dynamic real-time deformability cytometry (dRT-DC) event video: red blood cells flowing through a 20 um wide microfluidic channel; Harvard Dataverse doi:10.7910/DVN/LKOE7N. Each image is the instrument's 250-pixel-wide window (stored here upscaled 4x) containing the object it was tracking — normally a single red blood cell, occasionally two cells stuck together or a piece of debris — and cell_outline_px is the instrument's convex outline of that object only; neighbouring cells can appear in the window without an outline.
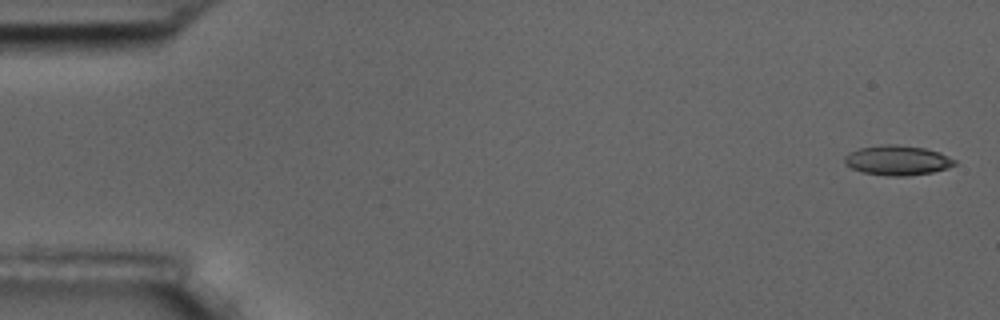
{"species": "common noctule bat (a hibernating species)", "species_latin": "Nyctalus noctula", "temperature_condition": "room temperature", "stored_images_in_passage": 5, "camera_frame_rate_fps": 3000, "um_per_image_px": 0.085, "animal": {"sex": "male", "body_mass_g": 17.5, "forearm_length_mm": 52.3}, "frame": {"image": 1, "passage_image": 1, "time_ms": 0.0, "image_size_px": [1000, 320], "cell_outline_px": [[956, 164], [948, 168], [932, 172], [908, 176], [888, 176], [860, 172], [844, 164], [844, 156], [848, 152], [860, 148], [880, 144], [896, 144], [924, 148], [940, 152], [956, 160]], "centroid_in_image_um": [76.25, 13.62], "position_along_channel_um": 8.7, "area_um2": 19.36}}
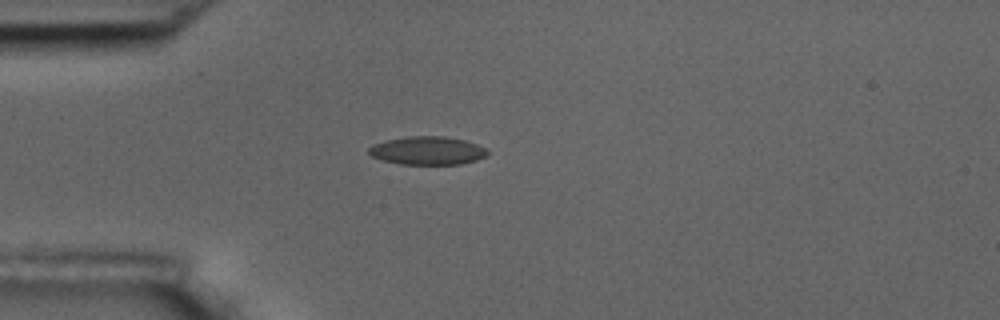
{"frame": {"image": 2, "passage_image": 5, "time_ms": 4.667, "image_size_px": [1000, 320], "cell_outline_px": [[488, 152], [484, 156], [476, 160], [460, 164], [400, 164], [384, 160], [372, 156], [368, 152], [368, 148], [372, 144], [388, 140], [408, 136], [444, 136], [464, 140], [488, 148]], "centroid_in_image_um": [36.34, 12.8], "position_along_channel_um": 48.7, "area_um2": 19.42}}